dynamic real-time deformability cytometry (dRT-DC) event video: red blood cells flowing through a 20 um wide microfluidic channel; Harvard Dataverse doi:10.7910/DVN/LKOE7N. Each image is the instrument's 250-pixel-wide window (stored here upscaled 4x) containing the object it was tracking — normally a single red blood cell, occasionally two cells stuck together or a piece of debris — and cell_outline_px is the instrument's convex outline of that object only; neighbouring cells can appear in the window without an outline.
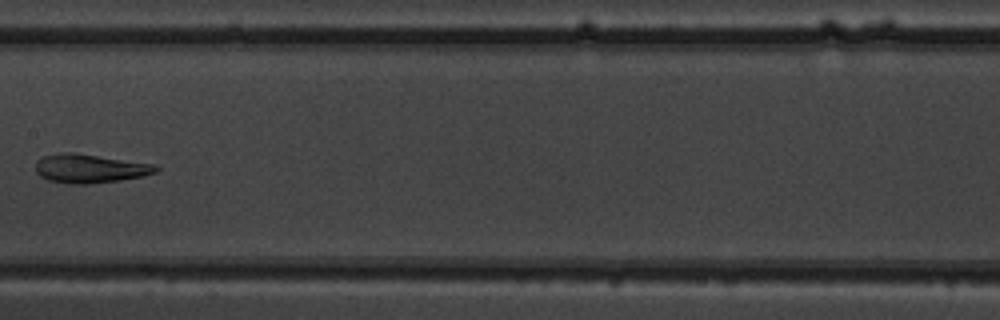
{"species": "common noctule bat (a hibernating species)", "species_latin": "Nyctalus noctula", "temperature_condition": "warm", "stored_images_in_passage": 9, "camera_frame_rate_fps": 3000, "um_per_image_px": 0.085, "animal": {"sex": "male", "body_mass_g": 19.5, "forearm_length_mm": 54.6}, "frame": {"image": 1, "passage_image": 8, "time_ms": 8.0, "image_size_px": [1000, 320], "cell_outline_px": [[160, 168], [156, 172], [144, 176], [120, 180], [88, 184], [68, 184], [48, 180], [40, 176], [36, 172], [36, 160], [44, 156], [60, 152], [76, 152], [156, 164]], "centroid_in_image_um": [7.65, 14.31], "position_along_channel_um": 199.8, "area_um2": 20.52}}
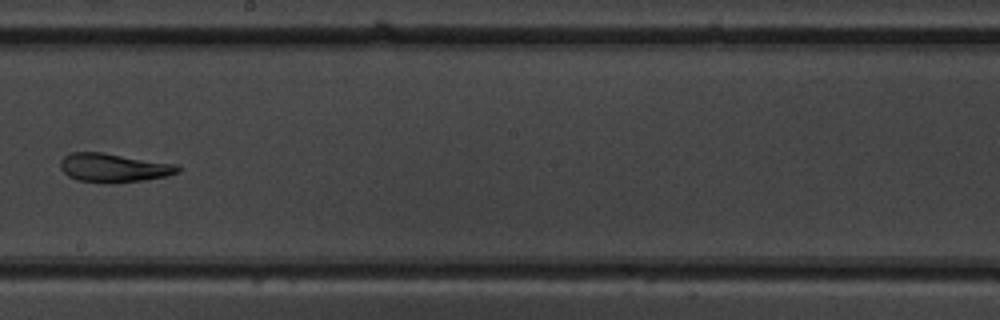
{"frame": {"image": 2, "passage_image": 9, "time_ms": 9.0, "image_size_px": [1000, 320], "cell_outline_px": [[180, 172], [168, 176], [144, 180], [116, 184], [104, 184], [76, 180], [68, 176], [60, 168], [60, 160], [64, 156], [72, 152], [104, 152], [176, 164], [180, 168]], "centroid_in_image_um": [9.66, 14.28], "position_along_channel_um": 238.5, "area_um2": 20.17}}